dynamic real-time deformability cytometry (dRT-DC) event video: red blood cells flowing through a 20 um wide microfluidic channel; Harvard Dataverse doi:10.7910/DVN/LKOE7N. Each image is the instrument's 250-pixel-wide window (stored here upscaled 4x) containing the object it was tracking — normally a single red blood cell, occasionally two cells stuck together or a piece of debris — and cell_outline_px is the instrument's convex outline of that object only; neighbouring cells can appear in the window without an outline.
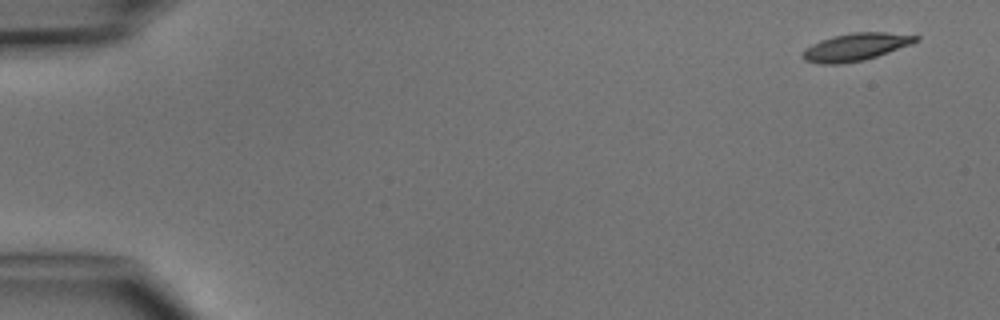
{"species": "common noctule bat (a hibernating species)", "species_latin": "Nyctalus noctula", "temperature_condition": "cold", "stored_images_in_passage": 6, "camera_frame_rate_fps": 3000, "um_per_image_px": 0.085, "animal": {"sex": "male", "body_mass_g": 15.6}, "frame": {"image": 1, "passage_image": 1, "time_ms": 0.0, "image_size_px": [1000, 320], "cell_outline_px": [[920, 40], [888, 52], [864, 60], [840, 64], [824, 64], [804, 60], [800, 56], [804, 48], [820, 40], [832, 36], [852, 32], [884, 32], [920, 36]], "centroid_in_image_um": [72.68, 3.99], "position_along_channel_um": 12.3, "area_um2": 18.09}}
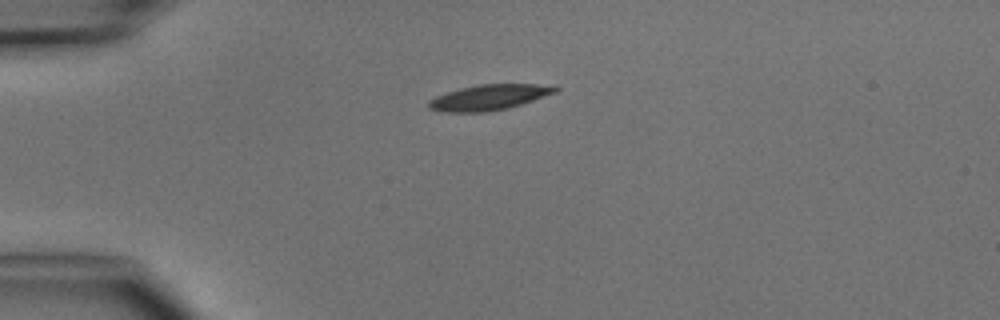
{"frame": {"image": 2, "passage_image": 3, "time_ms": 3.333, "image_size_px": [1000, 320], "cell_outline_px": [[560, 88], [556, 92], [508, 108], [484, 112], [444, 112], [428, 108], [428, 100], [436, 96], [460, 88], [476, 84], [552, 84]], "centroid_in_image_um": [41.57, 8.26], "position_along_channel_um": 43.4, "area_um2": 18.79}}
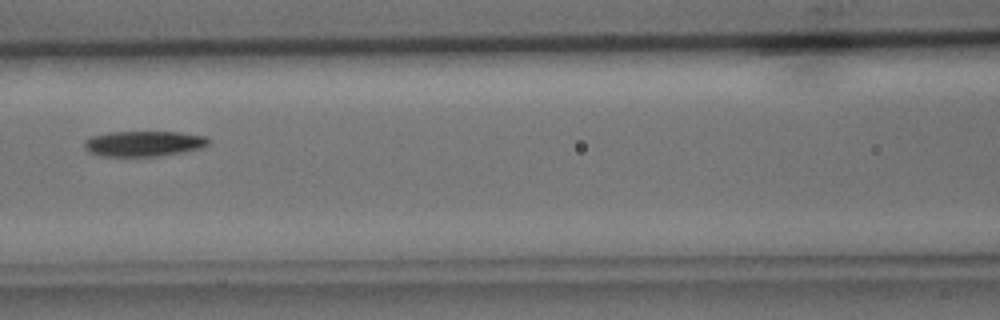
{"frame": {"image": 3, "passage_image": 6, "time_ms": 6.667, "image_size_px": [1000, 320], "cell_outline_px": [[208, 144], [200, 148], [184, 152], [160, 156], [100, 156], [88, 152], [84, 148], [84, 140], [92, 136], [108, 132], [180, 132], [204, 136], [208, 140]], "centroid_in_image_um": [12.17, 12.21], "position_along_channel_um": 154.4, "area_um2": 18.44}}